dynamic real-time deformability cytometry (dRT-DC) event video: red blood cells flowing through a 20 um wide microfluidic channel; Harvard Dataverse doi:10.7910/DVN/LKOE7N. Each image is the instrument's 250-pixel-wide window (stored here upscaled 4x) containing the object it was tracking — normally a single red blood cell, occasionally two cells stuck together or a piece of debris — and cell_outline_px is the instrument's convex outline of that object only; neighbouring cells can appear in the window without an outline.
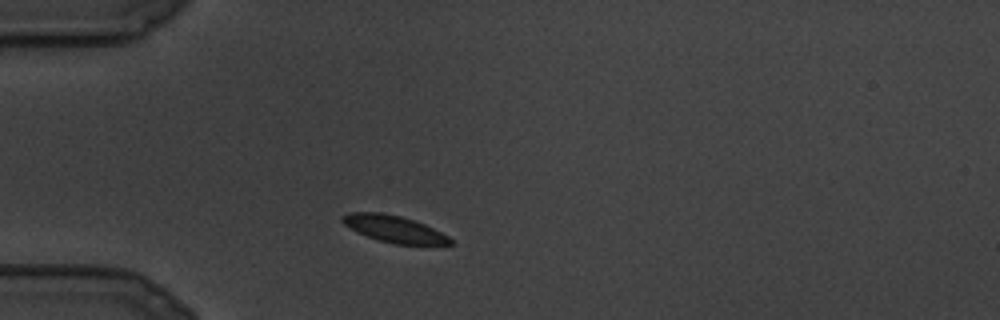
{"species": "common noctule bat (a hibernating species)", "species_latin": "Nyctalus noctula", "temperature_condition": "cold", "stored_images_in_passage": 77, "camera_frame_rate_fps": 3000, "um_per_image_px": 0.085, "animal": {"sex": "male", "body_mass_g": 19.5, "forearm_length_mm": 54.6}, "frame": {"image": 1, "passage_image": 1, "time_ms": 0.0, "image_size_px": [1000, 320], "cell_outline_px": [[456, 244], [396, 244], [380, 240], [368, 236], [344, 224], [340, 220], [340, 216], [348, 212], [384, 212], [400, 216], [424, 224], [448, 236]], "centroid_in_image_um": [33.48, 19.44], "position_along_channel_um": 51.5, "area_um2": 16.53}}
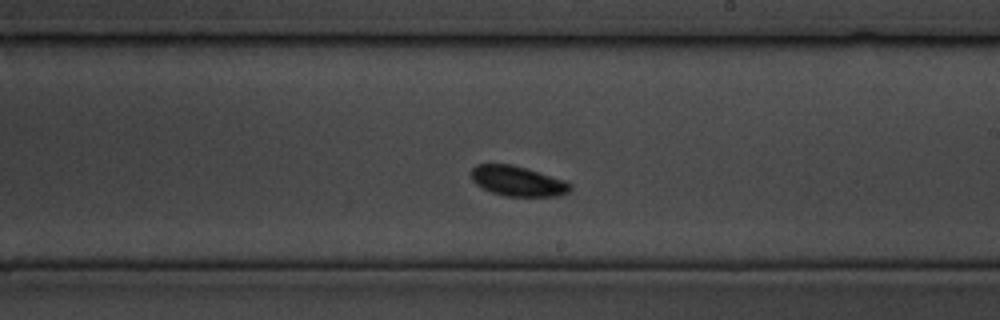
{"frame": {"image": 2, "passage_image": 34, "time_ms": 11.0, "image_size_px": [1000, 320], "cell_outline_px": [[572, 188], [568, 192], [560, 196], [504, 196], [492, 192], [476, 184], [472, 180], [472, 168], [476, 164], [512, 164], [564, 180], [572, 184]], "centroid_in_image_um": [44.01, 15.4], "position_along_channel_um": 245.0, "area_um2": 17.22}}
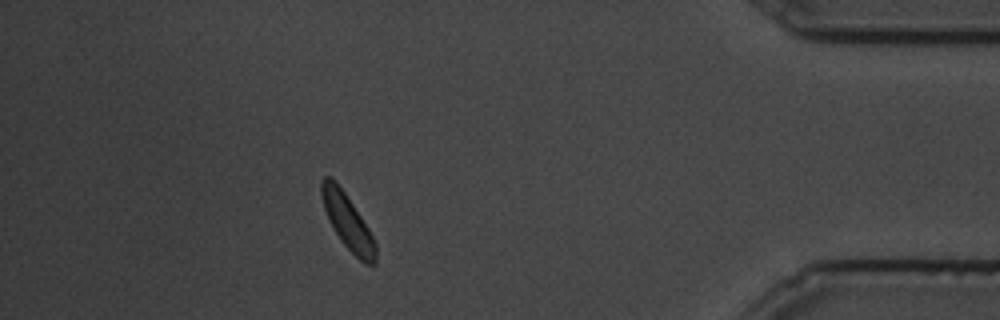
{"frame": {"image": 3, "passage_image": 66, "time_ms": 21.667, "image_size_px": [1000, 320], "cell_outline_px": [[376, 264], [364, 264], [340, 240], [328, 220], [320, 196], [320, 180], [324, 176], [332, 176], [336, 180], [368, 228], [376, 244]], "centroid_in_image_um": [29.5, 18.81], "position_along_channel_um": 405.7, "area_um2": 17.28}}